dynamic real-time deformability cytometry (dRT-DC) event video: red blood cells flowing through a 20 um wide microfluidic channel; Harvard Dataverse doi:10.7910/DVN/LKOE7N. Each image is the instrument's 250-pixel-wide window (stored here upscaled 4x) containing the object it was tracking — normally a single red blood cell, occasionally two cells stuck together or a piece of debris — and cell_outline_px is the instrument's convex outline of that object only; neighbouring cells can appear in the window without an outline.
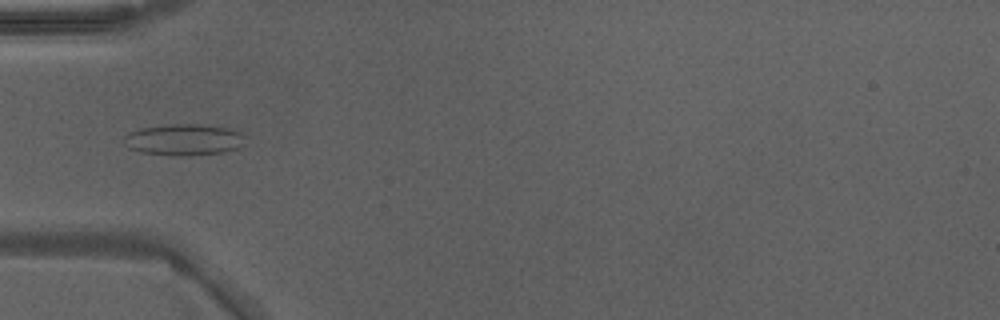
{"species": "Egyptian fruit bat (a non-hibernating species)", "species_latin": "Rousettus aegyptiacus", "temperature_condition": "warm", "stored_images_in_passage": 21, "camera_frame_rate_fps": 3000, "um_per_image_px": 0.085, "animal": {"sex": "male"}, "frame": {"image": 1, "passage_image": 1, "time_ms": 0.0, "image_size_px": [1000, 320], "cell_outline_px": [[244, 144], [240, 148], [224, 152], [188, 156], [180, 156], [144, 152], [132, 148], [124, 144], [124, 136], [140, 128], [172, 124], [200, 124], [228, 128], [240, 132], [244, 136]], "centroid_in_image_um": [15.69, 11.87], "position_along_channel_um": 69.3, "area_um2": 22.02}}
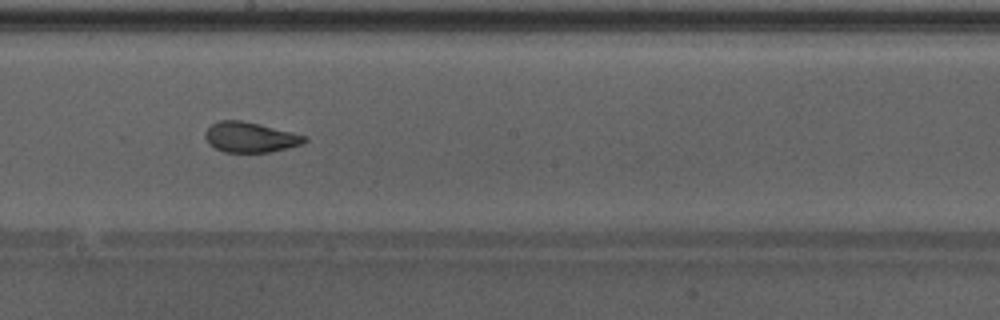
{"frame": {"image": 2, "passage_image": 12, "time_ms": 3.667, "image_size_px": [1000, 320], "cell_outline_px": [[308, 140], [304, 144], [272, 152], [224, 152], [208, 144], [204, 136], [204, 132], [212, 124], [220, 120], [240, 120], [260, 124], [304, 136]], "centroid_in_image_um": [21.24, 11.67], "position_along_channel_um": 227.0, "area_um2": 17.46}}